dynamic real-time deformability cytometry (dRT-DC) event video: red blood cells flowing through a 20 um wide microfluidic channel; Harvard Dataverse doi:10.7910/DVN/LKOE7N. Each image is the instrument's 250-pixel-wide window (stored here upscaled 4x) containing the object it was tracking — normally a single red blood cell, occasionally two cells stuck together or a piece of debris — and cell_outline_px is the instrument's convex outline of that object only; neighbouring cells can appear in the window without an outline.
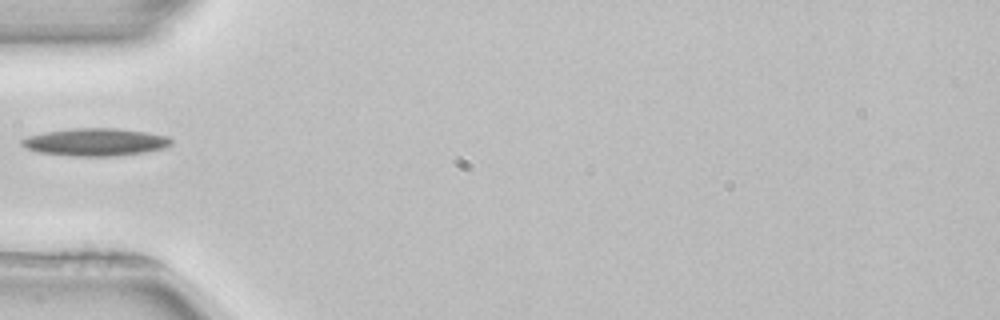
{"species": "common noctule bat (a hibernating species)", "species_latin": "Nyctalus noctula", "temperature_condition": "room temperature", "stored_images_in_passage": 21, "camera_frame_rate_fps": 3000, "um_per_image_px": 0.085, "animal": {"sex": "female", "body_mass_g": 22.7, "forearm_length_mm": 54.2}, "frame": {"image": 1, "passage_image": 1, "time_ms": 0.0, "image_size_px": [1000, 320], "cell_outline_px": [[172, 144], [164, 148], [144, 152], [116, 156], [72, 156], [40, 152], [24, 148], [20, 144], [20, 140], [28, 136], [44, 132], [72, 128], [116, 128], [144, 132], [164, 136], [172, 140]], "centroid_in_image_um": [8.06, 12.08], "position_along_channel_um": 76.9, "area_um2": 23.93}}